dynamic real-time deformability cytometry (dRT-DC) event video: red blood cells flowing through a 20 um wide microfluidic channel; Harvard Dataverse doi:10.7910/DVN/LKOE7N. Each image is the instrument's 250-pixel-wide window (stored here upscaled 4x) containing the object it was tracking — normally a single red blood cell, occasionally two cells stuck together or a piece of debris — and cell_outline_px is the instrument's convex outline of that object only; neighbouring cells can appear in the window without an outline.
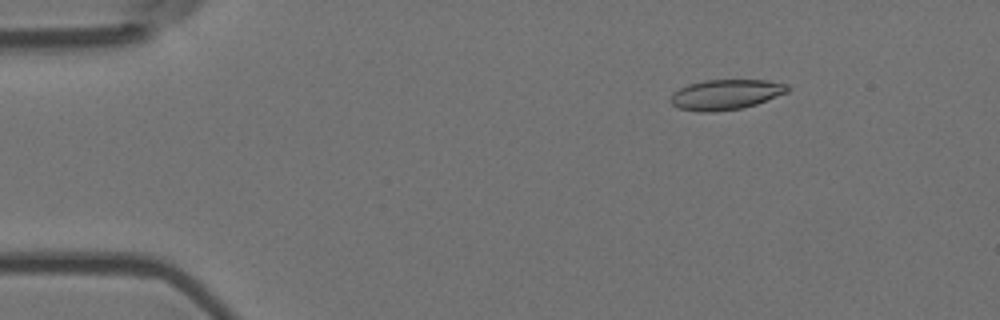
{"species": "Egyptian fruit bat (a non-hibernating species)", "species_latin": "Rousettus aegyptiacus", "temperature_condition": "room temperature", "stored_images_in_passage": 55, "camera_frame_rate_fps": 3000, "um_per_image_px": 0.085, "animal": {"sex": "female"}, "frame": {"image": 1, "passage_image": 8, "time_ms": 2.333, "image_size_px": [1000, 320], "cell_outline_px": [[792, 88], [788, 92], [756, 104], [740, 108], [712, 112], [700, 112], [680, 108], [672, 104], [668, 100], [672, 92], [688, 84], [704, 80], [764, 80], [788, 84]], "centroid_in_image_um": [61.68, 8.03], "position_along_channel_um": 23.3, "area_um2": 20.63}}
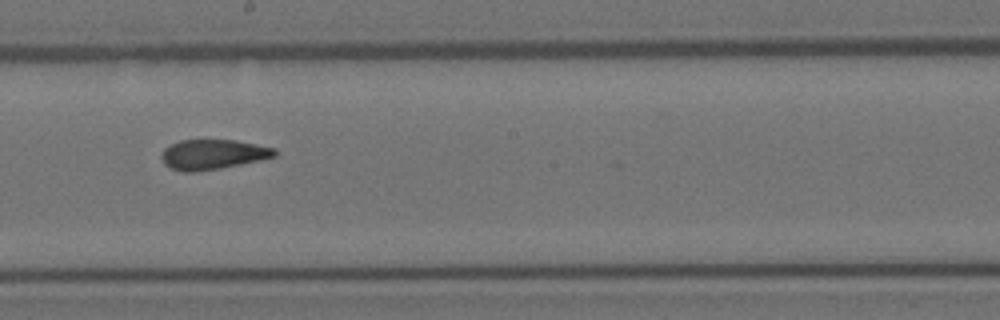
{"frame": {"image": 2, "passage_image": 31, "time_ms": 10.0, "image_size_px": [1000, 320], "cell_outline_px": [[276, 156], [260, 160], [220, 168], [196, 172], [184, 172], [172, 168], [164, 164], [160, 156], [164, 148], [180, 140], [236, 140], [276, 148]], "centroid_in_image_um": [18.08, 13.12], "position_along_channel_um": 230.1, "area_um2": 19.71}}
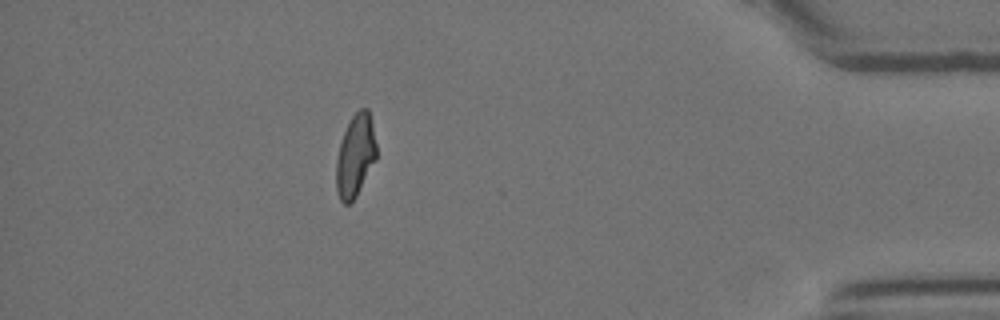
{"frame": {"image": 3, "passage_image": 49, "time_ms": 16.0, "image_size_px": [1000, 320], "cell_outline_px": [[376, 160], [356, 196], [348, 204], [344, 204], [340, 200], [336, 188], [336, 160], [340, 144], [344, 132], [352, 116], [360, 108], [368, 108], [372, 124], [376, 144]], "centroid_in_image_um": [30.2, 13.24], "position_along_channel_um": 405.0, "area_um2": 19.13}, "authors_computed_cell_mechanics": {"area_um2": 20.3456, "velocity_mm_per_s": 3.7031, "shape_relaxation_time_tau1_ms": null, "shape_relaxation_time_tau2_ms": 2.2129, "deformation_change_tau1": null, "deformation_change_tau2": 0.079}}